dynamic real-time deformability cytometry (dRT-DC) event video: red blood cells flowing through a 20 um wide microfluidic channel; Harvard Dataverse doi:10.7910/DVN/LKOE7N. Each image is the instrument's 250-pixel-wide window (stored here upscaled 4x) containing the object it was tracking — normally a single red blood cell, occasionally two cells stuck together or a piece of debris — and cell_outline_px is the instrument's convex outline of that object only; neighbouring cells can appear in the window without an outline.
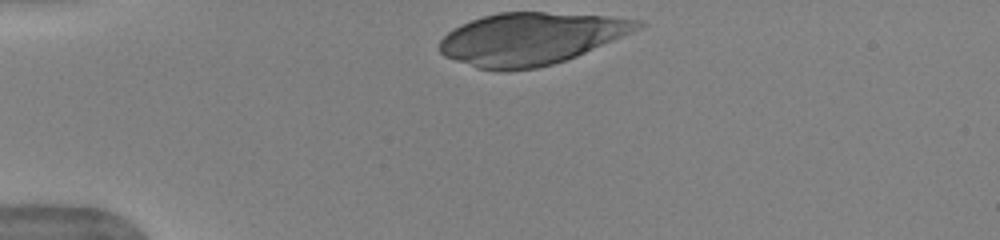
{"species": "human", "species_latin": "Homo sapiens", "temperature_condition": "warm", "stored_images_in_passage": 32, "camera_frame_rate_fps": 3000, "um_per_image_px": 0.085, "donor": {"sex": "female"}, "frame": {"image": 1, "passage_image": 1, "time_ms": 0.0, "image_size_px": [1000, 240], "cell_outline_px": [[644, 24], [612, 40], [576, 56], [552, 64], [536, 68], [508, 72], [500, 72], [476, 68], [444, 56], [440, 52], [440, 40], [448, 32], [460, 24], [484, 16], [500, 12], [544, 12], [608, 16], [640, 20]], "centroid_in_image_um": [45.02, 3.3], "position_along_channel_um": 40.0, "area_um2": 59.59}}